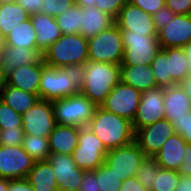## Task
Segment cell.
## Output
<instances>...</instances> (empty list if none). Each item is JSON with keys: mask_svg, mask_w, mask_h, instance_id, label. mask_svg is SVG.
<instances>
[{"mask_svg": "<svg viewBox=\"0 0 191 191\" xmlns=\"http://www.w3.org/2000/svg\"><path fill=\"white\" fill-rule=\"evenodd\" d=\"M6 46H16L24 48H37L36 31L32 25L31 19L18 23L12 28L10 33L4 38Z\"/></svg>", "mask_w": 191, "mask_h": 191, "instance_id": "f1b7e54d", "label": "cell"}, {"mask_svg": "<svg viewBox=\"0 0 191 191\" xmlns=\"http://www.w3.org/2000/svg\"><path fill=\"white\" fill-rule=\"evenodd\" d=\"M115 24L121 30H132L138 34L157 36L153 16L129 2L121 8L118 17L115 19Z\"/></svg>", "mask_w": 191, "mask_h": 191, "instance_id": "2e32d148", "label": "cell"}, {"mask_svg": "<svg viewBox=\"0 0 191 191\" xmlns=\"http://www.w3.org/2000/svg\"><path fill=\"white\" fill-rule=\"evenodd\" d=\"M146 157L134 140L127 145L109 150L104 163L124 181L136 176L140 163Z\"/></svg>", "mask_w": 191, "mask_h": 191, "instance_id": "9c48e42d", "label": "cell"}, {"mask_svg": "<svg viewBox=\"0 0 191 191\" xmlns=\"http://www.w3.org/2000/svg\"><path fill=\"white\" fill-rule=\"evenodd\" d=\"M172 124L175 133L179 134L187 144L191 145V111L185 113V116L175 119Z\"/></svg>", "mask_w": 191, "mask_h": 191, "instance_id": "ab89813d", "label": "cell"}, {"mask_svg": "<svg viewBox=\"0 0 191 191\" xmlns=\"http://www.w3.org/2000/svg\"><path fill=\"white\" fill-rule=\"evenodd\" d=\"M93 171L97 176L100 191H120L123 180L119 178L105 163Z\"/></svg>", "mask_w": 191, "mask_h": 191, "instance_id": "836d02e7", "label": "cell"}, {"mask_svg": "<svg viewBox=\"0 0 191 191\" xmlns=\"http://www.w3.org/2000/svg\"><path fill=\"white\" fill-rule=\"evenodd\" d=\"M180 177L178 171L160 168L156 175L155 183L149 191H174Z\"/></svg>", "mask_w": 191, "mask_h": 191, "instance_id": "d590c367", "label": "cell"}, {"mask_svg": "<svg viewBox=\"0 0 191 191\" xmlns=\"http://www.w3.org/2000/svg\"><path fill=\"white\" fill-rule=\"evenodd\" d=\"M22 128L0 129V146H19L24 139Z\"/></svg>", "mask_w": 191, "mask_h": 191, "instance_id": "f35d334b", "label": "cell"}, {"mask_svg": "<svg viewBox=\"0 0 191 191\" xmlns=\"http://www.w3.org/2000/svg\"><path fill=\"white\" fill-rule=\"evenodd\" d=\"M128 0H97L96 7L116 19Z\"/></svg>", "mask_w": 191, "mask_h": 191, "instance_id": "60d3db41", "label": "cell"}, {"mask_svg": "<svg viewBox=\"0 0 191 191\" xmlns=\"http://www.w3.org/2000/svg\"><path fill=\"white\" fill-rule=\"evenodd\" d=\"M165 4L175 14H191V0H165Z\"/></svg>", "mask_w": 191, "mask_h": 191, "instance_id": "f6af8a7d", "label": "cell"}, {"mask_svg": "<svg viewBox=\"0 0 191 191\" xmlns=\"http://www.w3.org/2000/svg\"><path fill=\"white\" fill-rule=\"evenodd\" d=\"M22 128V115L0 100V129Z\"/></svg>", "mask_w": 191, "mask_h": 191, "instance_id": "8d00e7d4", "label": "cell"}, {"mask_svg": "<svg viewBox=\"0 0 191 191\" xmlns=\"http://www.w3.org/2000/svg\"><path fill=\"white\" fill-rule=\"evenodd\" d=\"M123 53L122 32L116 24L88 39L89 61L121 65Z\"/></svg>", "mask_w": 191, "mask_h": 191, "instance_id": "8992f818", "label": "cell"}, {"mask_svg": "<svg viewBox=\"0 0 191 191\" xmlns=\"http://www.w3.org/2000/svg\"><path fill=\"white\" fill-rule=\"evenodd\" d=\"M174 133L173 124L164 118L138 129L135 132V141L146 156L153 157Z\"/></svg>", "mask_w": 191, "mask_h": 191, "instance_id": "5bb4252c", "label": "cell"}, {"mask_svg": "<svg viewBox=\"0 0 191 191\" xmlns=\"http://www.w3.org/2000/svg\"><path fill=\"white\" fill-rule=\"evenodd\" d=\"M78 191H100L97 176L93 170L84 172Z\"/></svg>", "mask_w": 191, "mask_h": 191, "instance_id": "ee69618b", "label": "cell"}, {"mask_svg": "<svg viewBox=\"0 0 191 191\" xmlns=\"http://www.w3.org/2000/svg\"><path fill=\"white\" fill-rule=\"evenodd\" d=\"M32 25L36 31L37 49L42 53L62 36L60 27L54 17L38 13L30 16Z\"/></svg>", "mask_w": 191, "mask_h": 191, "instance_id": "603a6c76", "label": "cell"}, {"mask_svg": "<svg viewBox=\"0 0 191 191\" xmlns=\"http://www.w3.org/2000/svg\"><path fill=\"white\" fill-rule=\"evenodd\" d=\"M120 81V65L88 60L80 93L99 107Z\"/></svg>", "mask_w": 191, "mask_h": 191, "instance_id": "3957f363", "label": "cell"}, {"mask_svg": "<svg viewBox=\"0 0 191 191\" xmlns=\"http://www.w3.org/2000/svg\"><path fill=\"white\" fill-rule=\"evenodd\" d=\"M4 46H5L4 38L0 35V54H1V51L3 50Z\"/></svg>", "mask_w": 191, "mask_h": 191, "instance_id": "6f0895ef", "label": "cell"}, {"mask_svg": "<svg viewBox=\"0 0 191 191\" xmlns=\"http://www.w3.org/2000/svg\"><path fill=\"white\" fill-rule=\"evenodd\" d=\"M16 2V0H0V3Z\"/></svg>", "mask_w": 191, "mask_h": 191, "instance_id": "91938a15", "label": "cell"}, {"mask_svg": "<svg viewBox=\"0 0 191 191\" xmlns=\"http://www.w3.org/2000/svg\"><path fill=\"white\" fill-rule=\"evenodd\" d=\"M29 18V13L19 3H0V35L5 38L18 23Z\"/></svg>", "mask_w": 191, "mask_h": 191, "instance_id": "4316f807", "label": "cell"}, {"mask_svg": "<svg viewBox=\"0 0 191 191\" xmlns=\"http://www.w3.org/2000/svg\"><path fill=\"white\" fill-rule=\"evenodd\" d=\"M53 166L47 161H37L28 172L27 181L35 191H50L57 188Z\"/></svg>", "mask_w": 191, "mask_h": 191, "instance_id": "484cf974", "label": "cell"}, {"mask_svg": "<svg viewBox=\"0 0 191 191\" xmlns=\"http://www.w3.org/2000/svg\"><path fill=\"white\" fill-rule=\"evenodd\" d=\"M182 48H183V50L185 52V56L187 58L189 72H191V40L186 45H184Z\"/></svg>", "mask_w": 191, "mask_h": 191, "instance_id": "f5cc1de1", "label": "cell"}, {"mask_svg": "<svg viewBox=\"0 0 191 191\" xmlns=\"http://www.w3.org/2000/svg\"><path fill=\"white\" fill-rule=\"evenodd\" d=\"M8 191H35L33 186L27 181L26 178L23 179H9Z\"/></svg>", "mask_w": 191, "mask_h": 191, "instance_id": "c3c4849f", "label": "cell"}, {"mask_svg": "<svg viewBox=\"0 0 191 191\" xmlns=\"http://www.w3.org/2000/svg\"><path fill=\"white\" fill-rule=\"evenodd\" d=\"M161 49L183 47L191 40V14H176L157 32Z\"/></svg>", "mask_w": 191, "mask_h": 191, "instance_id": "e0dca14e", "label": "cell"}, {"mask_svg": "<svg viewBox=\"0 0 191 191\" xmlns=\"http://www.w3.org/2000/svg\"><path fill=\"white\" fill-rule=\"evenodd\" d=\"M107 150L88 126L79 127L78 145L72 153L77 167L92 171L104 164Z\"/></svg>", "mask_w": 191, "mask_h": 191, "instance_id": "ba28073f", "label": "cell"}, {"mask_svg": "<svg viewBox=\"0 0 191 191\" xmlns=\"http://www.w3.org/2000/svg\"><path fill=\"white\" fill-rule=\"evenodd\" d=\"M164 88L156 87L141 92V99L136 115L132 121L134 132L142 127L152 125L158 120L164 119Z\"/></svg>", "mask_w": 191, "mask_h": 191, "instance_id": "4fadbf2b", "label": "cell"}, {"mask_svg": "<svg viewBox=\"0 0 191 191\" xmlns=\"http://www.w3.org/2000/svg\"><path fill=\"white\" fill-rule=\"evenodd\" d=\"M160 168L154 157L147 156L140 163L135 177L144 188L150 190L155 183L156 175Z\"/></svg>", "mask_w": 191, "mask_h": 191, "instance_id": "d6a6232c", "label": "cell"}, {"mask_svg": "<svg viewBox=\"0 0 191 191\" xmlns=\"http://www.w3.org/2000/svg\"><path fill=\"white\" fill-rule=\"evenodd\" d=\"M152 71L154 73L158 87H169L177 85L172 79L170 74H168L167 67V54L161 49L157 54L154 61L150 64Z\"/></svg>", "mask_w": 191, "mask_h": 191, "instance_id": "e575fe53", "label": "cell"}, {"mask_svg": "<svg viewBox=\"0 0 191 191\" xmlns=\"http://www.w3.org/2000/svg\"><path fill=\"white\" fill-rule=\"evenodd\" d=\"M44 63L43 53L37 48L4 46L0 54V71L6 76L22 65Z\"/></svg>", "mask_w": 191, "mask_h": 191, "instance_id": "ac0fdd59", "label": "cell"}, {"mask_svg": "<svg viewBox=\"0 0 191 191\" xmlns=\"http://www.w3.org/2000/svg\"><path fill=\"white\" fill-rule=\"evenodd\" d=\"M39 95L6 85L2 93L1 101L13 110L23 115L39 100Z\"/></svg>", "mask_w": 191, "mask_h": 191, "instance_id": "83f0119b", "label": "cell"}, {"mask_svg": "<svg viewBox=\"0 0 191 191\" xmlns=\"http://www.w3.org/2000/svg\"><path fill=\"white\" fill-rule=\"evenodd\" d=\"M180 85L191 100V72H189V75L180 83Z\"/></svg>", "mask_w": 191, "mask_h": 191, "instance_id": "816d5d0a", "label": "cell"}, {"mask_svg": "<svg viewBox=\"0 0 191 191\" xmlns=\"http://www.w3.org/2000/svg\"><path fill=\"white\" fill-rule=\"evenodd\" d=\"M50 191H65V190L62 189L61 187H57V188H52Z\"/></svg>", "mask_w": 191, "mask_h": 191, "instance_id": "680465c9", "label": "cell"}, {"mask_svg": "<svg viewBox=\"0 0 191 191\" xmlns=\"http://www.w3.org/2000/svg\"><path fill=\"white\" fill-rule=\"evenodd\" d=\"M56 125L51 101L39 99L22 115V129L25 135L48 138Z\"/></svg>", "mask_w": 191, "mask_h": 191, "instance_id": "8fae6325", "label": "cell"}, {"mask_svg": "<svg viewBox=\"0 0 191 191\" xmlns=\"http://www.w3.org/2000/svg\"><path fill=\"white\" fill-rule=\"evenodd\" d=\"M175 13L168 7L161 8L153 14V22L155 30L158 32L160 29L169 24L175 17Z\"/></svg>", "mask_w": 191, "mask_h": 191, "instance_id": "b9f144b4", "label": "cell"}, {"mask_svg": "<svg viewBox=\"0 0 191 191\" xmlns=\"http://www.w3.org/2000/svg\"><path fill=\"white\" fill-rule=\"evenodd\" d=\"M167 54L168 74L171 79L180 84L188 75V62L182 47L162 49Z\"/></svg>", "mask_w": 191, "mask_h": 191, "instance_id": "f546056e", "label": "cell"}, {"mask_svg": "<svg viewBox=\"0 0 191 191\" xmlns=\"http://www.w3.org/2000/svg\"><path fill=\"white\" fill-rule=\"evenodd\" d=\"M129 3L138 6L147 14L153 15L166 6L165 0H128Z\"/></svg>", "mask_w": 191, "mask_h": 191, "instance_id": "7bdbcfd3", "label": "cell"}, {"mask_svg": "<svg viewBox=\"0 0 191 191\" xmlns=\"http://www.w3.org/2000/svg\"><path fill=\"white\" fill-rule=\"evenodd\" d=\"M81 24L82 28L79 33L84 38L89 39L101 31L109 29L115 24V19L96 6L81 7Z\"/></svg>", "mask_w": 191, "mask_h": 191, "instance_id": "cb8c5ba5", "label": "cell"}, {"mask_svg": "<svg viewBox=\"0 0 191 191\" xmlns=\"http://www.w3.org/2000/svg\"><path fill=\"white\" fill-rule=\"evenodd\" d=\"M180 176H191V145H186L183 155L182 165L178 170Z\"/></svg>", "mask_w": 191, "mask_h": 191, "instance_id": "7dc6e473", "label": "cell"}, {"mask_svg": "<svg viewBox=\"0 0 191 191\" xmlns=\"http://www.w3.org/2000/svg\"><path fill=\"white\" fill-rule=\"evenodd\" d=\"M22 148L37 162L45 161L51 154L48 138L24 135Z\"/></svg>", "mask_w": 191, "mask_h": 191, "instance_id": "4dcf8cb0", "label": "cell"}, {"mask_svg": "<svg viewBox=\"0 0 191 191\" xmlns=\"http://www.w3.org/2000/svg\"><path fill=\"white\" fill-rule=\"evenodd\" d=\"M84 80L85 64H71L62 68L46 65L40 78L39 98L53 101L79 94Z\"/></svg>", "mask_w": 191, "mask_h": 191, "instance_id": "6da1fadb", "label": "cell"}, {"mask_svg": "<svg viewBox=\"0 0 191 191\" xmlns=\"http://www.w3.org/2000/svg\"><path fill=\"white\" fill-rule=\"evenodd\" d=\"M36 161L19 146H0V177L26 178Z\"/></svg>", "mask_w": 191, "mask_h": 191, "instance_id": "7c38bea8", "label": "cell"}, {"mask_svg": "<svg viewBox=\"0 0 191 191\" xmlns=\"http://www.w3.org/2000/svg\"><path fill=\"white\" fill-rule=\"evenodd\" d=\"M6 85H7L6 76L0 71V100Z\"/></svg>", "mask_w": 191, "mask_h": 191, "instance_id": "11a10c76", "label": "cell"}, {"mask_svg": "<svg viewBox=\"0 0 191 191\" xmlns=\"http://www.w3.org/2000/svg\"><path fill=\"white\" fill-rule=\"evenodd\" d=\"M102 141L106 150L116 149L135 140L132 122L124 117L97 107L94 116L87 125Z\"/></svg>", "mask_w": 191, "mask_h": 191, "instance_id": "7a4b0ae2", "label": "cell"}, {"mask_svg": "<svg viewBox=\"0 0 191 191\" xmlns=\"http://www.w3.org/2000/svg\"><path fill=\"white\" fill-rule=\"evenodd\" d=\"M121 32L124 46L121 65H150L161 51L157 36L138 34L132 30Z\"/></svg>", "mask_w": 191, "mask_h": 191, "instance_id": "52a82bcc", "label": "cell"}, {"mask_svg": "<svg viewBox=\"0 0 191 191\" xmlns=\"http://www.w3.org/2000/svg\"><path fill=\"white\" fill-rule=\"evenodd\" d=\"M120 80L140 92H145L158 87L154 73L149 64L145 65H120Z\"/></svg>", "mask_w": 191, "mask_h": 191, "instance_id": "44dd1931", "label": "cell"}, {"mask_svg": "<svg viewBox=\"0 0 191 191\" xmlns=\"http://www.w3.org/2000/svg\"><path fill=\"white\" fill-rule=\"evenodd\" d=\"M79 127L57 124L48 137L51 153L72 155L78 145Z\"/></svg>", "mask_w": 191, "mask_h": 191, "instance_id": "d4e9b609", "label": "cell"}, {"mask_svg": "<svg viewBox=\"0 0 191 191\" xmlns=\"http://www.w3.org/2000/svg\"><path fill=\"white\" fill-rule=\"evenodd\" d=\"M56 123L76 127L87 126L97 106L81 93L51 101Z\"/></svg>", "mask_w": 191, "mask_h": 191, "instance_id": "5b68a950", "label": "cell"}, {"mask_svg": "<svg viewBox=\"0 0 191 191\" xmlns=\"http://www.w3.org/2000/svg\"><path fill=\"white\" fill-rule=\"evenodd\" d=\"M186 145V141L174 133L153 157L162 169L178 171L182 165Z\"/></svg>", "mask_w": 191, "mask_h": 191, "instance_id": "ffe728a7", "label": "cell"}, {"mask_svg": "<svg viewBox=\"0 0 191 191\" xmlns=\"http://www.w3.org/2000/svg\"><path fill=\"white\" fill-rule=\"evenodd\" d=\"M45 63L22 65L6 75L7 85L38 95Z\"/></svg>", "mask_w": 191, "mask_h": 191, "instance_id": "d6986e66", "label": "cell"}, {"mask_svg": "<svg viewBox=\"0 0 191 191\" xmlns=\"http://www.w3.org/2000/svg\"><path fill=\"white\" fill-rule=\"evenodd\" d=\"M55 19L62 34H78L82 28L81 6L73 4L67 11Z\"/></svg>", "mask_w": 191, "mask_h": 191, "instance_id": "1f68e13d", "label": "cell"}, {"mask_svg": "<svg viewBox=\"0 0 191 191\" xmlns=\"http://www.w3.org/2000/svg\"><path fill=\"white\" fill-rule=\"evenodd\" d=\"M9 179L0 177V191H8Z\"/></svg>", "mask_w": 191, "mask_h": 191, "instance_id": "9f6ffc18", "label": "cell"}, {"mask_svg": "<svg viewBox=\"0 0 191 191\" xmlns=\"http://www.w3.org/2000/svg\"><path fill=\"white\" fill-rule=\"evenodd\" d=\"M164 118L171 123L191 111V100L180 84L164 88Z\"/></svg>", "mask_w": 191, "mask_h": 191, "instance_id": "7402d4cb", "label": "cell"}, {"mask_svg": "<svg viewBox=\"0 0 191 191\" xmlns=\"http://www.w3.org/2000/svg\"><path fill=\"white\" fill-rule=\"evenodd\" d=\"M140 99V91L120 81L106 97L101 107L132 122L139 107Z\"/></svg>", "mask_w": 191, "mask_h": 191, "instance_id": "30bf717a", "label": "cell"}, {"mask_svg": "<svg viewBox=\"0 0 191 191\" xmlns=\"http://www.w3.org/2000/svg\"><path fill=\"white\" fill-rule=\"evenodd\" d=\"M120 191H149V190L144 188L136 177H133L122 181V186L120 188Z\"/></svg>", "mask_w": 191, "mask_h": 191, "instance_id": "681fc988", "label": "cell"}, {"mask_svg": "<svg viewBox=\"0 0 191 191\" xmlns=\"http://www.w3.org/2000/svg\"><path fill=\"white\" fill-rule=\"evenodd\" d=\"M174 191H191V176H181Z\"/></svg>", "mask_w": 191, "mask_h": 191, "instance_id": "f907efd6", "label": "cell"}, {"mask_svg": "<svg viewBox=\"0 0 191 191\" xmlns=\"http://www.w3.org/2000/svg\"><path fill=\"white\" fill-rule=\"evenodd\" d=\"M30 16L41 13L43 0H16Z\"/></svg>", "mask_w": 191, "mask_h": 191, "instance_id": "bcb514c9", "label": "cell"}, {"mask_svg": "<svg viewBox=\"0 0 191 191\" xmlns=\"http://www.w3.org/2000/svg\"><path fill=\"white\" fill-rule=\"evenodd\" d=\"M43 61L50 67L85 64L88 61V39L78 34H62L43 52Z\"/></svg>", "mask_w": 191, "mask_h": 191, "instance_id": "277c9868", "label": "cell"}, {"mask_svg": "<svg viewBox=\"0 0 191 191\" xmlns=\"http://www.w3.org/2000/svg\"><path fill=\"white\" fill-rule=\"evenodd\" d=\"M74 4V0H43L42 12L54 18L64 13Z\"/></svg>", "mask_w": 191, "mask_h": 191, "instance_id": "74e56055", "label": "cell"}, {"mask_svg": "<svg viewBox=\"0 0 191 191\" xmlns=\"http://www.w3.org/2000/svg\"><path fill=\"white\" fill-rule=\"evenodd\" d=\"M47 161L53 166L58 187L65 191H78L85 171L77 167L72 155L51 153Z\"/></svg>", "mask_w": 191, "mask_h": 191, "instance_id": "9a60e30c", "label": "cell"}, {"mask_svg": "<svg viewBox=\"0 0 191 191\" xmlns=\"http://www.w3.org/2000/svg\"><path fill=\"white\" fill-rule=\"evenodd\" d=\"M97 0H74V4L81 7L89 8L91 6H96Z\"/></svg>", "mask_w": 191, "mask_h": 191, "instance_id": "db71d44e", "label": "cell"}]
</instances>
